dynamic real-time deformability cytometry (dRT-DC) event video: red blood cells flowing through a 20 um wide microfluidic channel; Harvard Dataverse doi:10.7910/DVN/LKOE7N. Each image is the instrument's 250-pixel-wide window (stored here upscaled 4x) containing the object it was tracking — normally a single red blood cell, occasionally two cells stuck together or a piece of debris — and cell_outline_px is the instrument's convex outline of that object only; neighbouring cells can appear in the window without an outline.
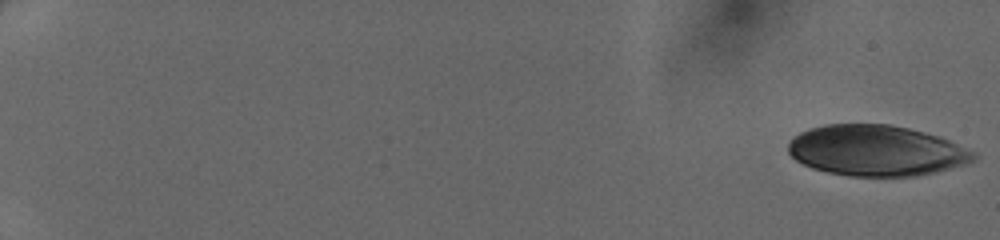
{"species": "human", "species_latin": "Homo sapiens", "temperature_condition": "cold", "stored_images_in_passage": 49, "camera_frame_rate_fps": 3000, "um_per_image_px": 0.085, "donor": {"sex": "female"}, "frame": {"image": 1, "passage_image": 1, "time_ms": 0.0, "image_size_px": [1000, 240], "cell_outline_px": [[980, 156], [964, 164], [916, 176], [848, 176], [828, 172], [812, 168], [796, 160], [788, 152], [788, 144], [800, 132], [808, 128], [824, 124], [888, 124], [908, 128], [940, 136], [976, 152]], "centroid_in_image_um": [74.48, 12.79], "position_along_channel_um": 10.5, "area_um2": 54.68}}
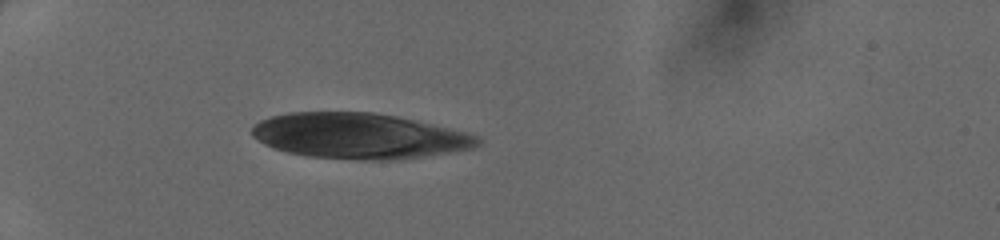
{"frame": {"image": 2, "passage_image": 17, "time_ms": 5.333, "image_size_px": [1000, 240], "cell_outline_px": [[480, 144], [476, 148], [424, 156], [396, 160], [360, 160], [308, 156], [288, 152], [264, 144], [252, 136], [252, 128], [260, 120], [272, 116], [288, 112], [372, 112], [396, 116], [464, 132], [480, 136]], "centroid_in_image_um": [30.52, 11.56], "position_along_channel_um": 54.5, "area_um2": 59.59}}